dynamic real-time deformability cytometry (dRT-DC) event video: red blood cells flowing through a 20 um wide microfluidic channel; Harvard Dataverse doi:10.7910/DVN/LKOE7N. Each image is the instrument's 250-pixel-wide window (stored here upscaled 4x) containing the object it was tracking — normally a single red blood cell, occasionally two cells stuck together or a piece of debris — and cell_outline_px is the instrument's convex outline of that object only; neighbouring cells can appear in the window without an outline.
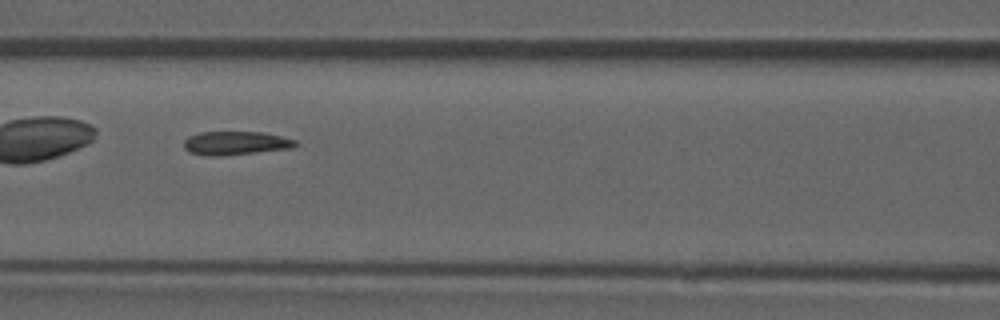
{"species": "common noctule bat (a hibernating species)", "species_latin": "Nyctalus noctula", "temperature_condition": "room temperature", "stored_images_in_passage": 52, "camera_frame_rate_fps": 3000, "um_per_image_px": 0.085, "animal": {"sex": "male", "forearm_length_mm": 52.5}, "frame": {"image": 1, "passage_image": 23, "time_ms": 7.333, "image_size_px": [1000, 320], "cell_outline_px": [[296, 144], [292, 148], [224, 156], [204, 156], [188, 152], [184, 148], [184, 140], [188, 136], [200, 132], [264, 132], [296, 140]], "centroid_in_image_um": [19.98, 12.17], "position_along_channel_um": 146.6, "area_um2": 15.49}, "authors_computed_cell_mechanics": {"area_um2": 15.895, "velocity_mm_per_s": 3.836, "shape_relaxation_time_tau1_ms": null, "shape_relaxation_time_tau2_ms": 2.5452, "deformation_change_tau1": null, "deformation_change_tau2": 0.0662}}